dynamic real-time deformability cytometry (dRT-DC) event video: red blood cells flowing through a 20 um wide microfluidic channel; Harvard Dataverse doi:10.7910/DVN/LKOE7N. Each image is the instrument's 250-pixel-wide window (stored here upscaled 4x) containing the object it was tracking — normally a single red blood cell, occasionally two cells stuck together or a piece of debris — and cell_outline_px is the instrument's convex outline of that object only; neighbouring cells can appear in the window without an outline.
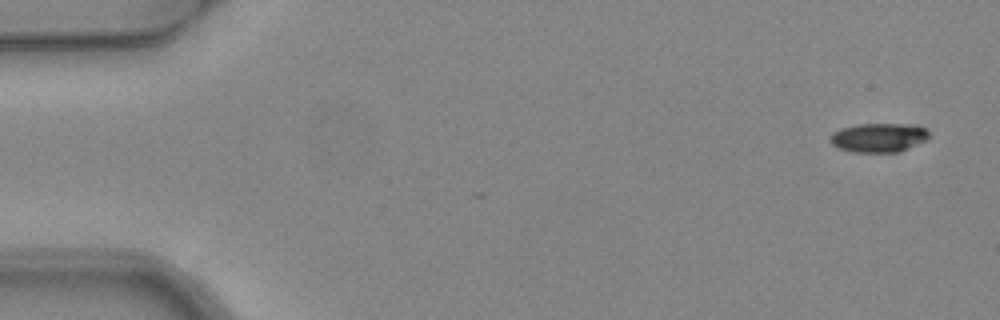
{"species": "common noctule bat (a hibernating species)", "species_latin": "Nyctalus noctula", "temperature_condition": "warm", "stored_images_in_passage": 5, "camera_frame_rate_fps": 3000, "um_per_image_px": 0.085, "animal": {"sex": "female", "body_mass_g": 24.6, "forearm_length_mm": 56.2}, "frame": {"image": 1, "passage_image": 1, "time_ms": 0.0, "image_size_px": [1000, 320], "cell_outline_px": [[928, 136], [924, 140], [900, 152], [852, 152], [836, 148], [828, 140], [832, 132], [840, 128], [856, 124], [916, 124], [928, 128]], "centroid_in_image_um": [74.64, 11.68], "position_along_channel_um": 10.4, "area_um2": 16.99}}
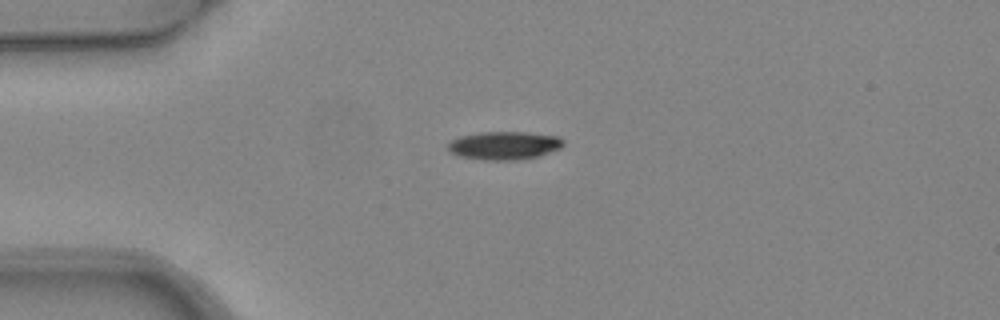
{"frame": {"image": 2, "passage_image": 4, "time_ms": 1.0, "image_size_px": [1000, 320], "cell_outline_px": [[564, 144], [560, 148], [536, 156], [516, 160], [488, 160], [456, 156], [448, 152], [448, 144], [452, 140], [460, 136], [480, 132], [528, 132], [560, 136], [564, 140]], "centroid_in_image_um": [42.84, 12.36], "position_along_channel_um": 42.2, "area_um2": 19.02}}